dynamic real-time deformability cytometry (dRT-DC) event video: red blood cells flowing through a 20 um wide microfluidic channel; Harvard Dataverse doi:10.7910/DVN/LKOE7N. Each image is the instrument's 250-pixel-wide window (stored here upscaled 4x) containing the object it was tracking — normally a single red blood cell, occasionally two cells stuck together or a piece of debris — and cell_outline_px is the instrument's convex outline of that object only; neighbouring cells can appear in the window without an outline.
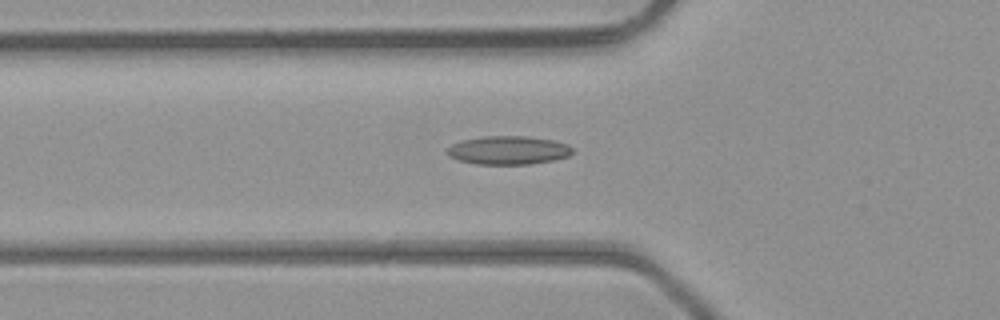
{"species": "common noctule bat (a hibernating species)", "species_latin": "Nyctalus noctula", "temperature_condition": "room temperature", "stored_images_in_passage": 38, "camera_frame_rate_fps": 3000, "um_per_image_px": 0.085, "animal": {"sex": "male", "body_mass_g": 23.1, "forearm_length_mm": 52.7}, "frame": {"image": 1, "passage_image": 8, "time_ms": 2.333, "image_size_px": [1000, 320], "cell_outline_px": [[572, 152], [568, 156], [552, 160], [528, 164], [476, 164], [460, 160], [448, 156], [444, 152], [452, 144], [464, 140], [484, 136], [528, 136], [552, 140], [568, 144], [572, 148]], "centroid_in_image_um": [43.18, 12.76], "position_along_channel_um": 82.6, "area_um2": 20.69}}
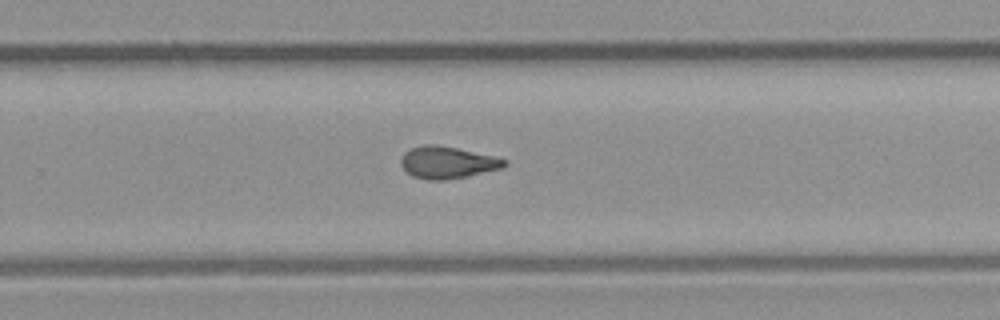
{"frame": {"image": 2, "passage_image": 22, "time_ms": 7.0, "image_size_px": [1000, 320], "cell_outline_px": [[508, 164], [500, 168], [468, 176], [444, 180], [428, 180], [412, 176], [400, 164], [400, 160], [404, 152], [412, 148], [456, 148], [496, 156], [508, 160]], "centroid_in_image_um": [38.09, 13.86], "position_along_channel_um": 291.7, "area_um2": 18.5}}
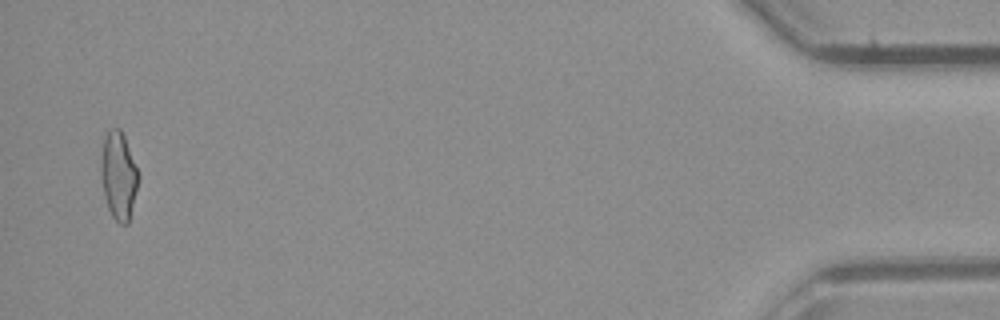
{"frame": {"image": 3, "passage_image": 37, "time_ms": 12.0, "image_size_px": [1000, 320], "cell_outline_px": [[140, 176], [128, 224], [120, 224], [112, 216], [108, 208], [104, 196], [100, 172], [100, 156], [104, 136], [112, 128], [120, 128], [124, 136]], "centroid_in_image_um": [10.06, 14.92], "position_along_channel_um": 425.1, "area_um2": 19.19}, "authors_computed_cell_mechanics": {"area_um2": 19.0162, "velocity_mm_per_s": 4.456, "shape_relaxation_time_tau1_ms": null, "shape_relaxation_time_tau2_ms": 2.7131, "deformation_change_tau1": null, "deformation_change_tau2": 0.1062}}